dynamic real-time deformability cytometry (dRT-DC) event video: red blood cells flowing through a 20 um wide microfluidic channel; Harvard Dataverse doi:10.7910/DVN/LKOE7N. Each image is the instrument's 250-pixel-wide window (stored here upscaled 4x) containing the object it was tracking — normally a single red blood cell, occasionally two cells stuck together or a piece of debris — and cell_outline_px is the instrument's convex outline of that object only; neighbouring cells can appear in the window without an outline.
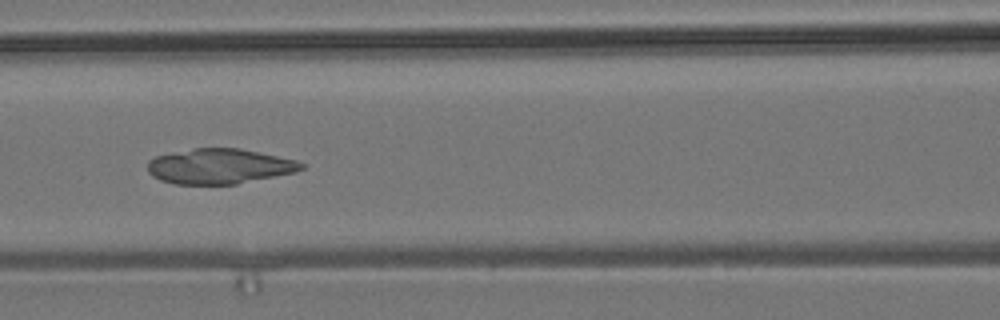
{"species": "common noctule bat (a hibernating species)", "species_latin": "Nyctalus noctula", "temperature_condition": "room temperature", "stored_images_in_passage": 9, "camera_frame_rate_fps": 3000, "um_per_image_px": 0.085, "animal": {"sex": "male", "body_mass_g": 19.2, "forearm_length_mm": 51.8}, "frame": {"image": 1, "passage_image": 7, "time_ms": 7.667, "image_size_px": [1000, 320], "cell_outline_px": [[304, 168], [296, 172], [236, 184], [176, 184], [160, 180], [152, 176], [148, 172], [148, 160], [156, 156], [172, 152], [192, 148], [240, 148], [296, 160], [304, 164]], "centroid_in_image_um": [18.63, 14.13], "position_along_channel_um": 148.0, "area_um2": 31.5}}
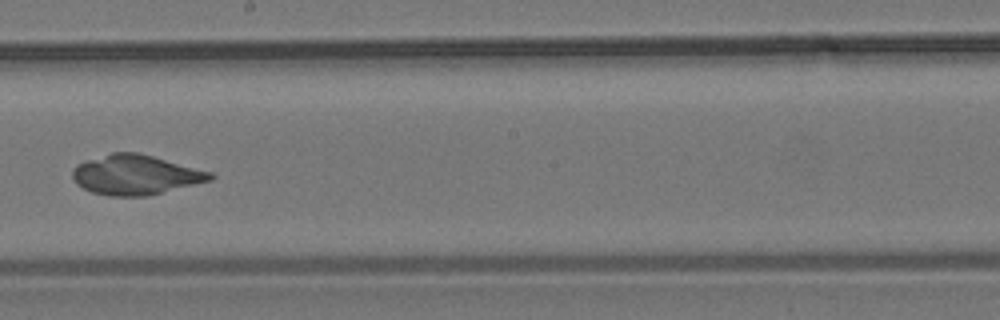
{"frame": {"image": 2, "passage_image": 9, "time_ms": 10.0, "image_size_px": [1000, 320], "cell_outline_px": [[216, 176], [212, 180], [144, 196], [108, 196], [92, 192], [76, 184], [72, 176], [72, 168], [76, 164], [112, 152], [136, 152], [152, 156], [212, 172]], "centroid_in_image_um": [11.5, 14.86], "position_along_channel_um": 236.7, "area_um2": 31.67}}